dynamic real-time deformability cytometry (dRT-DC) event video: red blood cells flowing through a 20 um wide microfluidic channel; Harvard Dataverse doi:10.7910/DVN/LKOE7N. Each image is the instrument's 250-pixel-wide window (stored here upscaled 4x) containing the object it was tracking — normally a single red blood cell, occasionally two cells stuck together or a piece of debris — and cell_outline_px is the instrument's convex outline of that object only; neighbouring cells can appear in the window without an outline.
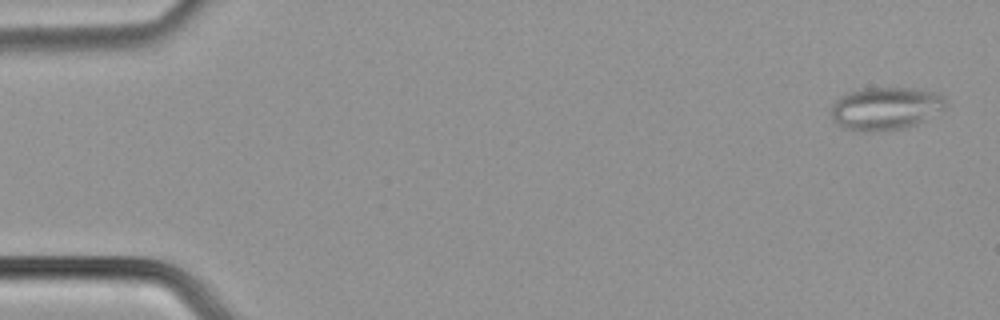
{"species": "common noctule bat (a hibernating species)", "species_latin": "Nyctalus noctula", "temperature_condition": "cold", "stored_images_in_passage": 50, "camera_frame_rate_fps": 3000, "um_per_image_px": 0.085, "animal": {"sex": "male", "body_mass_g": 21.5, "forearm_length_mm": 52.0}, "frame": {"image": 1, "passage_image": 2, "time_ms": 0.333, "image_size_px": [1000, 320], "cell_outline_px": [[944, 108], [916, 124], [904, 128], [872, 132], [860, 132], [844, 128], [832, 120], [832, 104], [840, 96], [848, 92], [860, 88], [904, 88], [936, 92], [944, 96]], "centroid_in_image_um": [75.21, 9.22], "position_along_channel_um": 9.8, "area_um2": 28.44}}
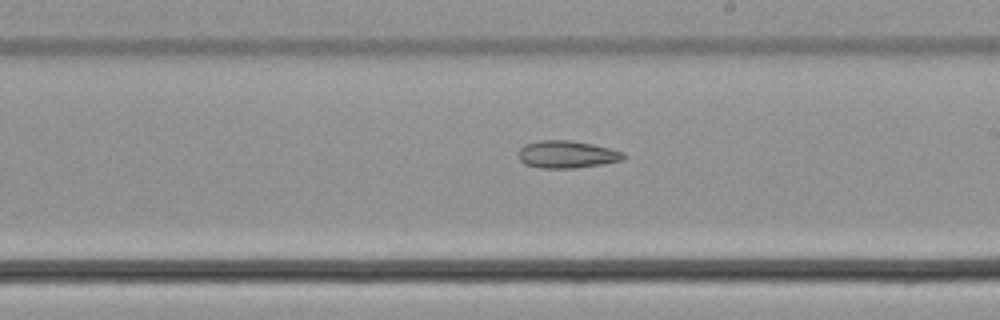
{"frame": {"image": 2, "passage_image": 29, "time_ms": 9.333, "image_size_px": [1000, 320], "cell_outline_px": [[628, 156], [624, 160], [576, 168], [540, 168], [524, 164], [520, 160], [520, 148], [524, 144], [540, 140], [568, 140], [592, 144], [624, 152]], "centroid_in_image_um": [48.2, 13.12], "position_along_channel_um": 240.8, "area_um2": 16.76}}
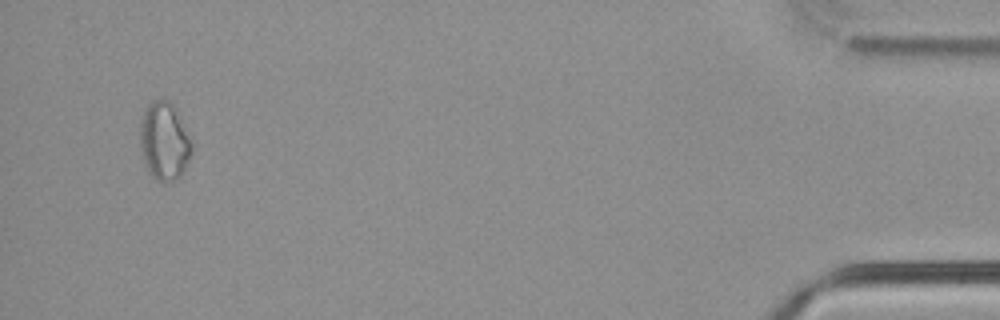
{"frame": {"image": 3, "passage_image": 48, "time_ms": 15.667, "image_size_px": [1000, 320], "cell_outline_px": [[192, 152], [180, 176], [176, 180], [156, 180], [152, 176], [144, 164], [140, 148], [140, 120], [148, 104], [152, 100], [168, 100], [176, 108], [192, 140]], "centroid_in_image_um": [13.96, 11.98], "position_along_channel_um": 421.2, "area_um2": 23.52}}